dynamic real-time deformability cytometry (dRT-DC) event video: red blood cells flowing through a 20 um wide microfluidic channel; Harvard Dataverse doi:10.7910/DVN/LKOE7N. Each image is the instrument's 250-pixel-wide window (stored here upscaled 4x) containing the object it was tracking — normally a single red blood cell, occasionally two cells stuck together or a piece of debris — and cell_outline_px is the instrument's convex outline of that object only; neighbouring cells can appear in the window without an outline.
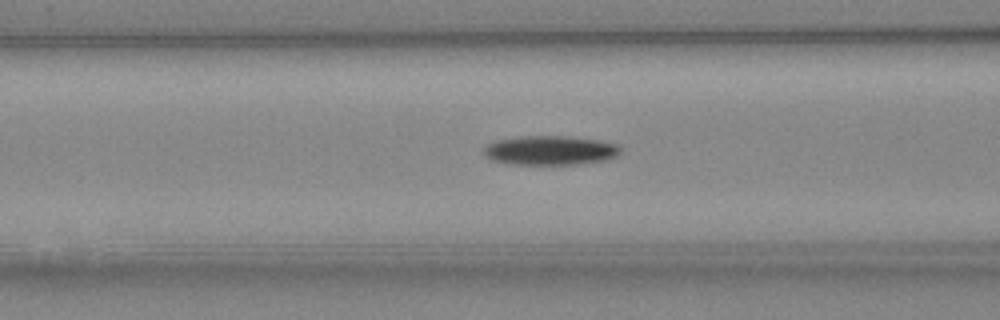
{"species": "Egyptian fruit bat (a non-hibernating species)", "species_latin": "Rousettus aegyptiacus", "temperature_condition": "cold", "stored_images_in_passage": 33, "camera_frame_rate_fps": 3000, "um_per_image_px": 0.085, "animal": {"sex": "female"}, "frame": {"image": 1, "passage_image": 4, "time_ms": 1.0, "image_size_px": [1000, 320], "cell_outline_px": [[620, 152], [616, 156], [604, 160], [576, 164], [512, 164], [492, 160], [484, 152], [484, 148], [488, 144], [496, 140], [520, 136], [564, 136], [600, 140], [620, 144]], "centroid_in_image_um": [46.79, 12.77], "position_along_channel_um": 119.8, "area_um2": 23.18}}
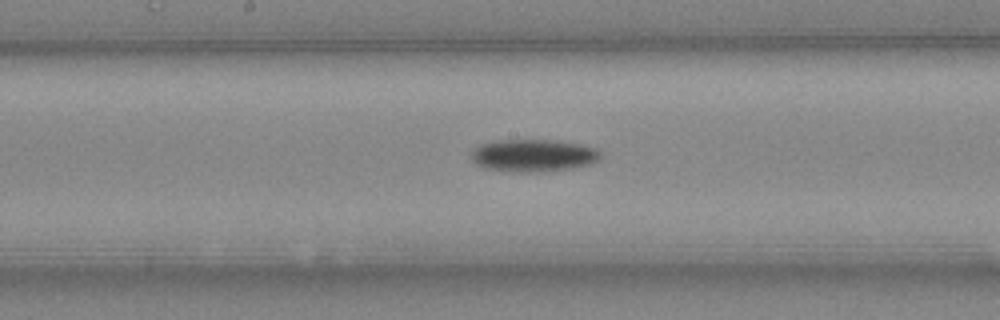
{"frame": {"image": 2, "passage_image": 10, "time_ms": 3.0, "image_size_px": [1000, 320], "cell_outline_px": [[600, 160], [592, 164], [572, 168], [532, 172], [512, 172], [484, 168], [476, 164], [472, 160], [472, 152], [480, 144], [496, 140], [548, 140], [580, 144], [596, 148], [600, 152]], "centroid_in_image_um": [45.34, 13.22], "position_along_channel_um": 202.9, "area_um2": 24.39}}
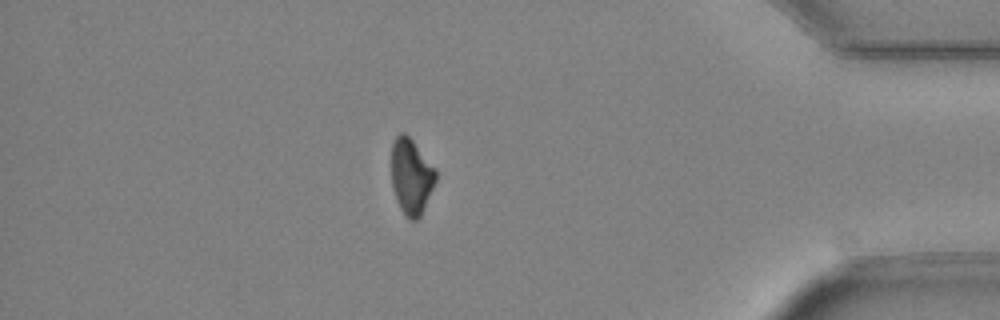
{"frame": {"image": 3, "passage_image": 27, "time_ms": 8.667, "image_size_px": [1000, 320], "cell_outline_px": [[436, 180], [420, 216], [416, 220], [412, 220], [400, 208], [392, 184], [392, 144], [396, 136], [400, 132], [404, 132], [412, 140], [436, 168]], "centroid_in_image_um": [34.96, 14.95], "position_along_channel_um": 400.2, "area_um2": 19.13}}